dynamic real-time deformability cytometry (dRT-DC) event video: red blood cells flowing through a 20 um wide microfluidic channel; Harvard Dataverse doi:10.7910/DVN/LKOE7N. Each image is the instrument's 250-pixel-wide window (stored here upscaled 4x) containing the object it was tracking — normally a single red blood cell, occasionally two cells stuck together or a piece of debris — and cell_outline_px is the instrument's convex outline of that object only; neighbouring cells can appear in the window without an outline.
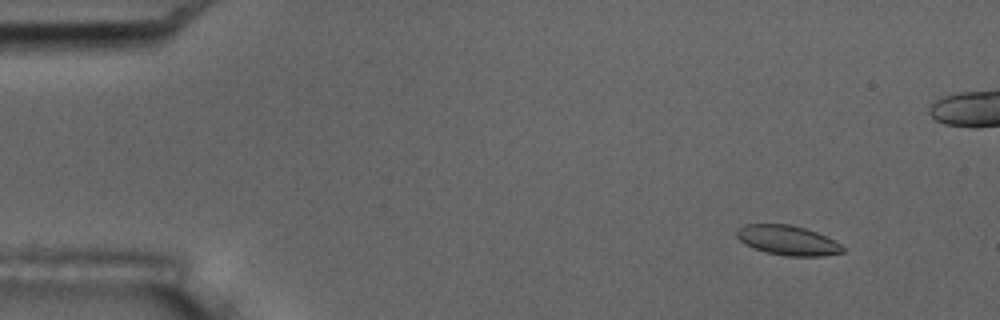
{"species": "common noctule bat (a hibernating species)", "species_latin": "Nyctalus noctula", "temperature_condition": "room temperature", "stored_images_in_passage": 6, "camera_frame_rate_fps": 3000, "um_per_image_px": 0.085, "animal": {"sex": "male", "body_mass_g": 17.5, "forearm_length_mm": 52.3}, "frame": {"image": 1, "passage_image": 2, "time_ms": 1.333, "image_size_px": [1000, 320], "cell_outline_px": [[844, 252], [824, 256], [784, 256], [764, 252], [752, 248], [744, 244], [736, 236], [736, 228], [744, 224], [792, 224], [816, 232], [840, 244], [844, 248]], "centroid_in_image_um": [66.89, 20.43], "position_along_channel_um": 18.1, "area_um2": 18.5}}